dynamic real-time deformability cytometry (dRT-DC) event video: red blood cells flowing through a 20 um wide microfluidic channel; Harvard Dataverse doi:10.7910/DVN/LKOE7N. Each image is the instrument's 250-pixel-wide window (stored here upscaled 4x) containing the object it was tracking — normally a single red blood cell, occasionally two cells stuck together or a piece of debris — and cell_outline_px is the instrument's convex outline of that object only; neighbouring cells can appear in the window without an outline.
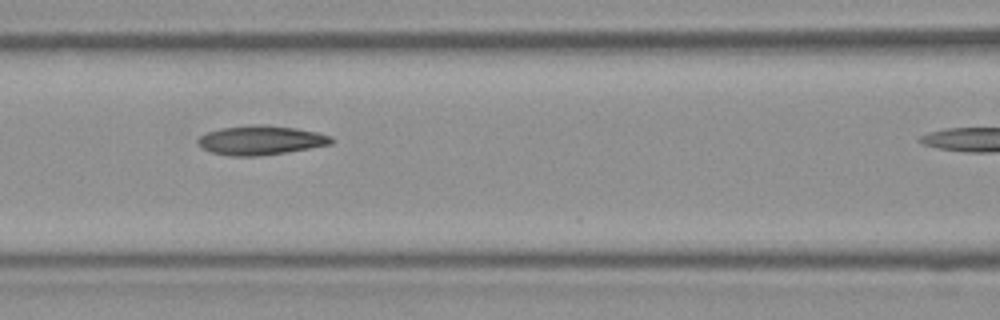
{"species": "Egyptian fruit bat (a non-hibernating species)", "species_latin": "Rousettus aegyptiacus", "temperature_condition": "room temperature", "stored_images_in_passage": 12, "camera_frame_rate_fps": 3000, "um_per_image_px": 0.085, "frame": {"image": 1, "passage_image": 6, "time_ms": 1.667, "image_size_px": [1000, 320], "cell_outline_px": [[336, 140], [332, 144], [260, 156], [232, 156], [212, 152], [204, 148], [196, 140], [200, 136], [208, 132], [220, 128], [252, 124], [260, 124], [296, 128], [316, 132], [332, 136]], "centroid_in_image_um": [22.19, 11.91], "position_along_channel_um": 144.4, "area_um2": 22.6}}
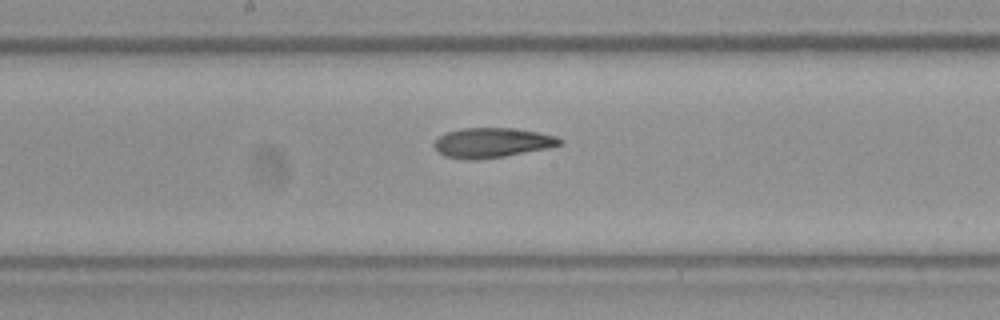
{"frame": {"image": 2, "passage_image": 10, "time_ms": 3.0, "image_size_px": [1000, 320], "cell_outline_px": [[564, 144], [548, 148], [504, 156], [476, 160], [468, 160], [444, 156], [432, 144], [444, 132], [460, 128], [512, 128], [536, 132], [556, 136], [564, 140]], "centroid_in_image_um": [41.83, 12.13], "position_along_channel_um": 206.4, "area_um2": 21.85}}